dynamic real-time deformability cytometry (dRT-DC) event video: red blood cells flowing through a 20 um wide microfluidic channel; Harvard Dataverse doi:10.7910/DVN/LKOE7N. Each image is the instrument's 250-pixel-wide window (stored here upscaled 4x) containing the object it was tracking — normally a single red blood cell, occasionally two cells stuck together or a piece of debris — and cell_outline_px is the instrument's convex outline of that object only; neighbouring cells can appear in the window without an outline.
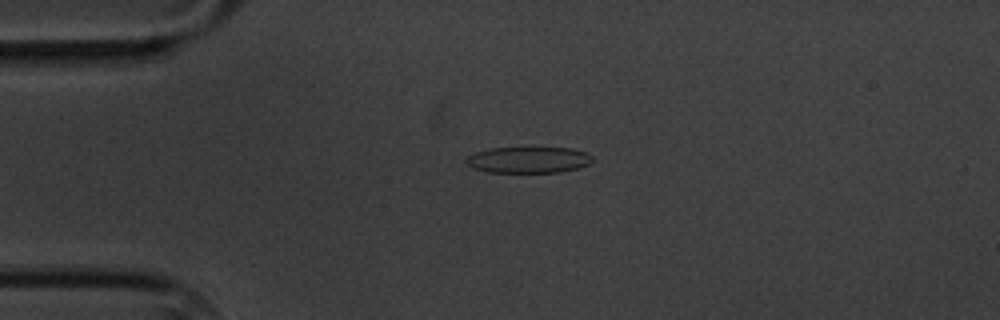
{"species": "common noctule bat (a hibernating species)", "species_latin": "Nyctalus noctula", "temperature_condition": "cold", "stored_images_in_passage": 3, "camera_frame_rate_fps": 3000, "um_per_image_px": 0.085, "animal": {"sex": "male", "body_mass_g": 20.1, "forearm_length_mm": 53.5}, "frame": {"image": 1, "passage_image": 2, "time_ms": 1.333, "image_size_px": [1000, 320], "cell_outline_px": [[592, 160], [588, 164], [580, 168], [560, 172], [488, 172], [472, 168], [468, 164], [468, 156], [476, 152], [492, 148], [536, 144], [572, 148], [584, 152], [592, 156]], "centroid_in_image_um": [44.97, 13.53], "position_along_channel_um": 40.0, "area_um2": 20.23}}